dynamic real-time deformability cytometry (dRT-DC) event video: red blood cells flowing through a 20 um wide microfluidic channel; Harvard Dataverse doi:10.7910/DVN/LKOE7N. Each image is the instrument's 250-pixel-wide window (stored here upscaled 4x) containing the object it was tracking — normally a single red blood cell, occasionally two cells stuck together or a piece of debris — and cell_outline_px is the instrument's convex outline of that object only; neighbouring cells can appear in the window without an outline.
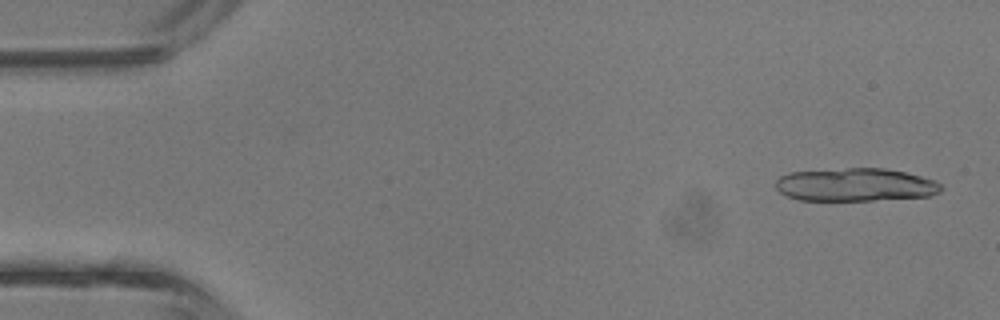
{"species": "common noctule bat (a hibernating species)", "species_latin": "Nyctalus noctula", "temperature_condition": "room temperature", "stored_images_in_passage": 42, "segment_of_instrument_passage": [1, 2], "camera_frame_rate_fps": 3000, "um_per_image_px": 0.085, "animal": {"sex": "male", "body_mass_g": 13.3}, "frame": {"image": 1, "passage_image": 2, "time_ms": 0.333, "image_size_px": [1000, 320], "cell_outline_px": [[944, 188], [940, 192], [928, 196], [872, 200], [800, 200], [788, 196], [780, 192], [776, 188], [776, 180], [780, 176], [792, 172], [848, 168], [884, 168], [904, 172], [936, 180]], "centroid_in_image_um": [72.73, 15.7], "position_along_channel_um": 12.3, "area_um2": 31.73}}